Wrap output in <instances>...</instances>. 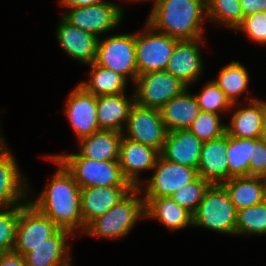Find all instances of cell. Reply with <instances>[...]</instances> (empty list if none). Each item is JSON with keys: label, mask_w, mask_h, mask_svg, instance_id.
Masks as SVG:
<instances>
[{"label": "cell", "mask_w": 266, "mask_h": 266, "mask_svg": "<svg viewBox=\"0 0 266 266\" xmlns=\"http://www.w3.org/2000/svg\"><path fill=\"white\" fill-rule=\"evenodd\" d=\"M43 157L53 161L58 169L37 197L34 198V193L29 190L28 202L50 218L59 228L70 231L75 237L77 232L81 236L83 233L81 188L59 160L50 155Z\"/></svg>", "instance_id": "cell-1"}, {"label": "cell", "mask_w": 266, "mask_h": 266, "mask_svg": "<svg viewBox=\"0 0 266 266\" xmlns=\"http://www.w3.org/2000/svg\"><path fill=\"white\" fill-rule=\"evenodd\" d=\"M146 22L156 31L178 40L203 38L206 0H151Z\"/></svg>", "instance_id": "cell-2"}, {"label": "cell", "mask_w": 266, "mask_h": 266, "mask_svg": "<svg viewBox=\"0 0 266 266\" xmlns=\"http://www.w3.org/2000/svg\"><path fill=\"white\" fill-rule=\"evenodd\" d=\"M141 193L139 188H134L105 214L90 221L82 234L112 240L127 236L138 220L145 218V202Z\"/></svg>", "instance_id": "cell-3"}, {"label": "cell", "mask_w": 266, "mask_h": 266, "mask_svg": "<svg viewBox=\"0 0 266 266\" xmlns=\"http://www.w3.org/2000/svg\"><path fill=\"white\" fill-rule=\"evenodd\" d=\"M73 175L80 188L93 186H132L123 176L118 161H98L73 154H53Z\"/></svg>", "instance_id": "cell-4"}, {"label": "cell", "mask_w": 266, "mask_h": 266, "mask_svg": "<svg viewBox=\"0 0 266 266\" xmlns=\"http://www.w3.org/2000/svg\"><path fill=\"white\" fill-rule=\"evenodd\" d=\"M236 222L237 210L228 193L220 184H212L193 214V227L235 236Z\"/></svg>", "instance_id": "cell-5"}, {"label": "cell", "mask_w": 266, "mask_h": 266, "mask_svg": "<svg viewBox=\"0 0 266 266\" xmlns=\"http://www.w3.org/2000/svg\"><path fill=\"white\" fill-rule=\"evenodd\" d=\"M95 64L120 73L135 83L138 76L136 66L135 33H122L99 38Z\"/></svg>", "instance_id": "cell-6"}, {"label": "cell", "mask_w": 266, "mask_h": 266, "mask_svg": "<svg viewBox=\"0 0 266 266\" xmlns=\"http://www.w3.org/2000/svg\"><path fill=\"white\" fill-rule=\"evenodd\" d=\"M178 39L156 31L145 22L143 30L135 33L138 75L164 71Z\"/></svg>", "instance_id": "cell-7"}, {"label": "cell", "mask_w": 266, "mask_h": 266, "mask_svg": "<svg viewBox=\"0 0 266 266\" xmlns=\"http://www.w3.org/2000/svg\"><path fill=\"white\" fill-rule=\"evenodd\" d=\"M122 9L120 4L105 1L96 5L68 7L61 16L71 25L103 38L104 34L122 23Z\"/></svg>", "instance_id": "cell-8"}, {"label": "cell", "mask_w": 266, "mask_h": 266, "mask_svg": "<svg viewBox=\"0 0 266 266\" xmlns=\"http://www.w3.org/2000/svg\"><path fill=\"white\" fill-rule=\"evenodd\" d=\"M152 171L148 181L139 187L143 198L170 197L199 176L197 169L168 161L161 154Z\"/></svg>", "instance_id": "cell-9"}, {"label": "cell", "mask_w": 266, "mask_h": 266, "mask_svg": "<svg viewBox=\"0 0 266 266\" xmlns=\"http://www.w3.org/2000/svg\"><path fill=\"white\" fill-rule=\"evenodd\" d=\"M135 103L146 108L160 109L188 87L164 71L140 74L134 83Z\"/></svg>", "instance_id": "cell-10"}, {"label": "cell", "mask_w": 266, "mask_h": 266, "mask_svg": "<svg viewBox=\"0 0 266 266\" xmlns=\"http://www.w3.org/2000/svg\"><path fill=\"white\" fill-rule=\"evenodd\" d=\"M167 129L162 121L159 109L137 105L131 107L123 136L157 150L164 148Z\"/></svg>", "instance_id": "cell-11"}, {"label": "cell", "mask_w": 266, "mask_h": 266, "mask_svg": "<svg viewBox=\"0 0 266 266\" xmlns=\"http://www.w3.org/2000/svg\"><path fill=\"white\" fill-rule=\"evenodd\" d=\"M0 209L21 206L28 202L29 183L23 176L12 149L0 130ZM10 149V150H9Z\"/></svg>", "instance_id": "cell-12"}, {"label": "cell", "mask_w": 266, "mask_h": 266, "mask_svg": "<svg viewBox=\"0 0 266 266\" xmlns=\"http://www.w3.org/2000/svg\"><path fill=\"white\" fill-rule=\"evenodd\" d=\"M59 227L47 216L27 202L19 206V219L13 252L24 256L34 247L46 242Z\"/></svg>", "instance_id": "cell-13"}, {"label": "cell", "mask_w": 266, "mask_h": 266, "mask_svg": "<svg viewBox=\"0 0 266 266\" xmlns=\"http://www.w3.org/2000/svg\"><path fill=\"white\" fill-rule=\"evenodd\" d=\"M63 113L77 139L100 131L97 118V97L77 84L66 98Z\"/></svg>", "instance_id": "cell-14"}, {"label": "cell", "mask_w": 266, "mask_h": 266, "mask_svg": "<svg viewBox=\"0 0 266 266\" xmlns=\"http://www.w3.org/2000/svg\"><path fill=\"white\" fill-rule=\"evenodd\" d=\"M204 39L178 40L167 63L165 70L187 87L196 83L204 74L205 66L200 47Z\"/></svg>", "instance_id": "cell-15"}, {"label": "cell", "mask_w": 266, "mask_h": 266, "mask_svg": "<svg viewBox=\"0 0 266 266\" xmlns=\"http://www.w3.org/2000/svg\"><path fill=\"white\" fill-rule=\"evenodd\" d=\"M245 103L246 106L241 102L232 105L230 112L233 113L226 123V133L234 138L259 139L266 136V101L256 98Z\"/></svg>", "instance_id": "cell-16"}, {"label": "cell", "mask_w": 266, "mask_h": 266, "mask_svg": "<svg viewBox=\"0 0 266 266\" xmlns=\"http://www.w3.org/2000/svg\"><path fill=\"white\" fill-rule=\"evenodd\" d=\"M159 155L157 150L123 136L120 142L118 164L124 178L134 188H139L145 181L140 179V174L143 171H152Z\"/></svg>", "instance_id": "cell-17"}, {"label": "cell", "mask_w": 266, "mask_h": 266, "mask_svg": "<svg viewBox=\"0 0 266 266\" xmlns=\"http://www.w3.org/2000/svg\"><path fill=\"white\" fill-rule=\"evenodd\" d=\"M56 27V39L66 55L81 64L89 65L95 61L98 37L77 28L62 16Z\"/></svg>", "instance_id": "cell-18"}, {"label": "cell", "mask_w": 266, "mask_h": 266, "mask_svg": "<svg viewBox=\"0 0 266 266\" xmlns=\"http://www.w3.org/2000/svg\"><path fill=\"white\" fill-rule=\"evenodd\" d=\"M70 237L76 238L70 231L59 228L46 242L23 256L26 266H71Z\"/></svg>", "instance_id": "cell-19"}, {"label": "cell", "mask_w": 266, "mask_h": 266, "mask_svg": "<svg viewBox=\"0 0 266 266\" xmlns=\"http://www.w3.org/2000/svg\"><path fill=\"white\" fill-rule=\"evenodd\" d=\"M133 189V186H93L81 188L80 205L83 217V232L90 221L105 214Z\"/></svg>", "instance_id": "cell-20"}, {"label": "cell", "mask_w": 266, "mask_h": 266, "mask_svg": "<svg viewBox=\"0 0 266 266\" xmlns=\"http://www.w3.org/2000/svg\"><path fill=\"white\" fill-rule=\"evenodd\" d=\"M197 171L199 177L211 184H221L229 179L227 133L202 143Z\"/></svg>", "instance_id": "cell-21"}, {"label": "cell", "mask_w": 266, "mask_h": 266, "mask_svg": "<svg viewBox=\"0 0 266 266\" xmlns=\"http://www.w3.org/2000/svg\"><path fill=\"white\" fill-rule=\"evenodd\" d=\"M202 143L189 129L168 131L161 155L168 161L198 169Z\"/></svg>", "instance_id": "cell-22"}, {"label": "cell", "mask_w": 266, "mask_h": 266, "mask_svg": "<svg viewBox=\"0 0 266 266\" xmlns=\"http://www.w3.org/2000/svg\"><path fill=\"white\" fill-rule=\"evenodd\" d=\"M159 112L167 131H177L189 129L194 119L200 114L201 108L188 87L164 104Z\"/></svg>", "instance_id": "cell-23"}, {"label": "cell", "mask_w": 266, "mask_h": 266, "mask_svg": "<svg viewBox=\"0 0 266 266\" xmlns=\"http://www.w3.org/2000/svg\"><path fill=\"white\" fill-rule=\"evenodd\" d=\"M97 97V118L100 130L123 132L131 107L135 104L134 91Z\"/></svg>", "instance_id": "cell-24"}, {"label": "cell", "mask_w": 266, "mask_h": 266, "mask_svg": "<svg viewBox=\"0 0 266 266\" xmlns=\"http://www.w3.org/2000/svg\"><path fill=\"white\" fill-rule=\"evenodd\" d=\"M145 219L158 220L169 231L193 226V214L178 205L171 197L143 198Z\"/></svg>", "instance_id": "cell-25"}, {"label": "cell", "mask_w": 266, "mask_h": 266, "mask_svg": "<svg viewBox=\"0 0 266 266\" xmlns=\"http://www.w3.org/2000/svg\"><path fill=\"white\" fill-rule=\"evenodd\" d=\"M122 132L100 130L78 140V153L98 161H118Z\"/></svg>", "instance_id": "cell-26"}, {"label": "cell", "mask_w": 266, "mask_h": 266, "mask_svg": "<svg viewBox=\"0 0 266 266\" xmlns=\"http://www.w3.org/2000/svg\"><path fill=\"white\" fill-rule=\"evenodd\" d=\"M220 185L228 193L237 211L260 204L266 200L259 176L232 177Z\"/></svg>", "instance_id": "cell-27"}, {"label": "cell", "mask_w": 266, "mask_h": 266, "mask_svg": "<svg viewBox=\"0 0 266 266\" xmlns=\"http://www.w3.org/2000/svg\"><path fill=\"white\" fill-rule=\"evenodd\" d=\"M246 68L240 62L232 60L220 69L217 79H213L232 104L238 103L239 97L244 92L247 94L243 96L245 102L256 99L248 95L250 94V90H248L250 75Z\"/></svg>", "instance_id": "cell-28"}, {"label": "cell", "mask_w": 266, "mask_h": 266, "mask_svg": "<svg viewBox=\"0 0 266 266\" xmlns=\"http://www.w3.org/2000/svg\"><path fill=\"white\" fill-rule=\"evenodd\" d=\"M90 71L88 72V81H83L80 84L87 92L96 97L117 95L127 91L128 80L120 73L114 72L111 69L99 66L94 62L89 64Z\"/></svg>", "instance_id": "cell-29"}, {"label": "cell", "mask_w": 266, "mask_h": 266, "mask_svg": "<svg viewBox=\"0 0 266 266\" xmlns=\"http://www.w3.org/2000/svg\"><path fill=\"white\" fill-rule=\"evenodd\" d=\"M206 17L213 25L236 30L244 15L239 0H206Z\"/></svg>", "instance_id": "cell-30"}, {"label": "cell", "mask_w": 266, "mask_h": 266, "mask_svg": "<svg viewBox=\"0 0 266 266\" xmlns=\"http://www.w3.org/2000/svg\"><path fill=\"white\" fill-rule=\"evenodd\" d=\"M253 138H234L227 134V161L229 179L250 176L249 160L252 158Z\"/></svg>", "instance_id": "cell-31"}, {"label": "cell", "mask_w": 266, "mask_h": 266, "mask_svg": "<svg viewBox=\"0 0 266 266\" xmlns=\"http://www.w3.org/2000/svg\"><path fill=\"white\" fill-rule=\"evenodd\" d=\"M266 235V200L237 211L235 235Z\"/></svg>", "instance_id": "cell-32"}, {"label": "cell", "mask_w": 266, "mask_h": 266, "mask_svg": "<svg viewBox=\"0 0 266 266\" xmlns=\"http://www.w3.org/2000/svg\"><path fill=\"white\" fill-rule=\"evenodd\" d=\"M201 111L225 114L231 110L232 103L212 80L206 82L199 94H194Z\"/></svg>", "instance_id": "cell-33"}, {"label": "cell", "mask_w": 266, "mask_h": 266, "mask_svg": "<svg viewBox=\"0 0 266 266\" xmlns=\"http://www.w3.org/2000/svg\"><path fill=\"white\" fill-rule=\"evenodd\" d=\"M212 184L201 177H197L193 182L179 188L170 197L181 207L194 214L203 199L205 192Z\"/></svg>", "instance_id": "cell-34"}, {"label": "cell", "mask_w": 266, "mask_h": 266, "mask_svg": "<svg viewBox=\"0 0 266 266\" xmlns=\"http://www.w3.org/2000/svg\"><path fill=\"white\" fill-rule=\"evenodd\" d=\"M189 130L202 142L218 138L226 133V124H223L219 114L201 111L194 119Z\"/></svg>", "instance_id": "cell-35"}, {"label": "cell", "mask_w": 266, "mask_h": 266, "mask_svg": "<svg viewBox=\"0 0 266 266\" xmlns=\"http://www.w3.org/2000/svg\"><path fill=\"white\" fill-rule=\"evenodd\" d=\"M18 219L19 206L0 209V254L13 251Z\"/></svg>", "instance_id": "cell-36"}, {"label": "cell", "mask_w": 266, "mask_h": 266, "mask_svg": "<svg viewBox=\"0 0 266 266\" xmlns=\"http://www.w3.org/2000/svg\"><path fill=\"white\" fill-rule=\"evenodd\" d=\"M246 34L252 42L266 46V12H257L243 18L236 28Z\"/></svg>", "instance_id": "cell-37"}, {"label": "cell", "mask_w": 266, "mask_h": 266, "mask_svg": "<svg viewBox=\"0 0 266 266\" xmlns=\"http://www.w3.org/2000/svg\"><path fill=\"white\" fill-rule=\"evenodd\" d=\"M250 176L266 174V136L254 139L252 146V158L249 160Z\"/></svg>", "instance_id": "cell-38"}, {"label": "cell", "mask_w": 266, "mask_h": 266, "mask_svg": "<svg viewBox=\"0 0 266 266\" xmlns=\"http://www.w3.org/2000/svg\"><path fill=\"white\" fill-rule=\"evenodd\" d=\"M244 17L257 12H266V0H240Z\"/></svg>", "instance_id": "cell-39"}, {"label": "cell", "mask_w": 266, "mask_h": 266, "mask_svg": "<svg viewBox=\"0 0 266 266\" xmlns=\"http://www.w3.org/2000/svg\"><path fill=\"white\" fill-rule=\"evenodd\" d=\"M0 266H26V264L21 254L12 251L0 254Z\"/></svg>", "instance_id": "cell-40"}, {"label": "cell", "mask_w": 266, "mask_h": 266, "mask_svg": "<svg viewBox=\"0 0 266 266\" xmlns=\"http://www.w3.org/2000/svg\"><path fill=\"white\" fill-rule=\"evenodd\" d=\"M107 0H59V4L62 7H78L87 5H96Z\"/></svg>", "instance_id": "cell-41"}, {"label": "cell", "mask_w": 266, "mask_h": 266, "mask_svg": "<svg viewBox=\"0 0 266 266\" xmlns=\"http://www.w3.org/2000/svg\"><path fill=\"white\" fill-rule=\"evenodd\" d=\"M263 185L264 196L266 198V174L260 176Z\"/></svg>", "instance_id": "cell-42"}, {"label": "cell", "mask_w": 266, "mask_h": 266, "mask_svg": "<svg viewBox=\"0 0 266 266\" xmlns=\"http://www.w3.org/2000/svg\"><path fill=\"white\" fill-rule=\"evenodd\" d=\"M123 1H126V2H134V3H136L137 4V2L139 3V2H141V1H149V0H123Z\"/></svg>", "instance_id": "cell-43"}]
</instances>
